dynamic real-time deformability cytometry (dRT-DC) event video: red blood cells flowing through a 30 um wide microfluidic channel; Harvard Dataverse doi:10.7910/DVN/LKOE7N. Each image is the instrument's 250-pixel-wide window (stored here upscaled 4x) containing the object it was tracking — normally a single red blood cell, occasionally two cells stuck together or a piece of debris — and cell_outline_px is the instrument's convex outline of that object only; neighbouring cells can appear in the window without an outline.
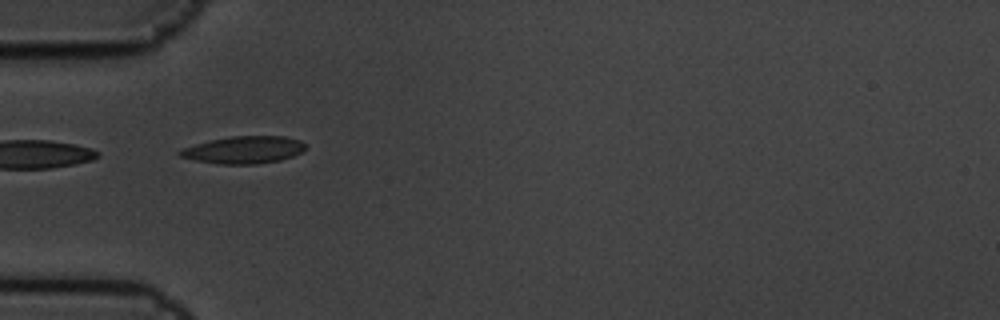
{"species": "common noctule bat (a hibernating species)", "species_latin": "Nyctalus noctula", "temperature_condition": "cold", "stored_images_in_passage": 6, "camera_frame_rate_fps": 3000, "um_per_image_px": 0.085, "animal": {"sex": "male", "body_mass_g": 19.5, "forearm_length_mm": 54.6}, "frame": {"image": 1, "passage_image": 5, "time_ms": 1.333, "image_size_px": [1000, 320], "cell_outline_px": [[304, 152], [280, 160], [256, 164], [216, 164], [196, 160], [180, 156], [176, 152], [184, 148], [196, 144], [212, 140], [232, 136], [284, 136], [300, 140], [304, 144]], "centroid_in_image_um": [20.74, 12.74], "position_along_channel_um": 64.3, "area_um2": 19.83}}